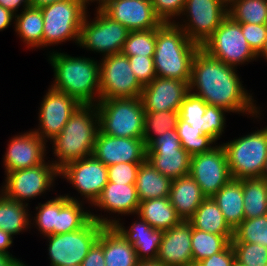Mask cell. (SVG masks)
<instances>
[{
    "label": "cell",
    "mask_w": 267,
    "mask_h": 266,
    "mask_svg": "<svg viewBox=\"0 0 267 266\" xmlns=\"http://www.w3.org/2000/svg\"><path fill=\"white\" fill-rule=\"evenodd\" d=\"M240 78L236 68L211 57L200 48L193 59L189 92L229 113L258 118L262 111Z\"/></svg>",
    "instance_id": "obj_1"
},
{
    "label": "cell",
    "mask_w": 267,
    "mask_h": 266,
    "mask_svg": "<svg viewBox=\"0 0 267 266\" xmlns=\"http://www.w3.org/2000/svg\"><path fill=\"white\" fill-rule=\"evenodd\" d=\"M48 58L54 72L53 89L75 98L81 105H96L100 101L99 61L54 50Z\"/></svg>",
    "instance_id": "obj_2"
},
{
    "label": "cell",
    "mask_w": 267,
    "mask_h": 266,
    "mask_svg": "<svg viewBox=\"0 0 267 266\" xmlns=\"http://www.w3.org/2000/svg\"><path fill=\"white\" fill-rule=\"evenodd\" d=\"M98 133L96 105H80L60 134L50 141L56 159L51 162L60 171L67 164L92 155Z\"/></svg>",
    "instance_id": "obj_3"
},
{
    "label": "cell",
    "mask_w": 267,
    "mask_h": 266,
    "mask_svg": "<svg viewBox=\"0 0 267 266\" xmlns=\"http://www.w3.org/2000/svg\"><path fill=\"white\" fill-rule=\"evenodd\" d=\"M200 48L174 22L162 23L156 28V77L190 81L193 59Z\"/></svg>",
    "instance_id": "obj_4"
},
{
    "label": "cell",
    "mask_w": 267,
    "mask_h": 266,
    "mask_svg": "<svg viewBox=\"0 0 267 266\" xmlns=\"http://www.w3.org/2000/svg\"><path fill=\"white\" fill-rule=\"evenodd\" d=\"M96 108L101 133L113 137L143 138L145 110L140 97L103 99Z\"/></svg>",
    "instance_id": "obj_5"
},
{
    "label": "cell",
    "mask_w": 267,
    "mask_h": 266,
    "mask_svg": "<svg viewBox=\"0 0 267 266\" xmlns=\"http://www.w3.org/2000/svg\"><path fill=\"white\" fill-rule=\"evenodd\" d=\"M222 145L232 179L263 177L267 162V126Z\"/></svg>",
    "instance_id": "obj_6"
},
{
    "label": "cell",
    "mask_w": 267,
    "mask_h": 266,
    "mask_svg": "<svg viewBox=\"0 0 267 266\" xmlns=\"http://www.w3.org/2000/svg\"><path fill=\"white\" fill-rule=\"evenodd\" d=\"M42 48L73 40L79 43L80 30L87 15L85 0H65L44 6Z\"/></svg>",
    "instance_id": "obj_7"
},
{
    "label": "cell",
    "mask_w": 267,
    "mask_h": 266,
    "mask_svg": "<svg viewBox=\"0 0 267 266\" xmlns=\"http://www.w3.org/2000/svg\"><path fill=\"white\" fill-rule=\"evenodd\" d=\"M201 49L211 57L234 68L246 62L258 60V55L243 36L241 24L228 15L203 43Z\"/></svg>",
    "instance_id": "obj_8"
},
{
    "label": "cell",
    "mask_w": 267,
    "mask_h": 266,
    "mask_svg": "<svg viewBox=\"0 0 267 266\" xmlns=\"http://www.w3.org/2000/svg\"><path fill=\"white\" fill-rule=\"evenodd\" d=\"M104 227L91 218L76 231L45 236L50 266H80Z\"/></svg>",
    "instance_id": "obj_9"
},
{
    "label": "cell",
    "mask_w": 267,
    "mask_h": 266,
    "mask_svg": "<svg viewBox=\"0 0 267 266\" xmlns=\"http://www.w3.org/2000/svg\"><path fill=\"white\" fill-rule=\"evenodd\" d=\"M95 15L92 21L90 15L85 16L78 46L100 53L103 57L121 53L130 30L111 19L101 9L97 8Z\"/></svg>",
    "instance_id": "obj_10"
},
{
    "label": "cell",
    "mask_w": 267,
    "mask_h": 266,
    "mask_svg": "<svg viewBox=\"0 0 267 266\" xmlns=\"http://www.w3.org/2000/svg\"><path fill=\"white\" fill-rule=\"evenodd\" d=\"M1 192L9 199L29 204L25 201L46 194L59 177V170L52 162L46 160L37 166L5 174Z\"/></svg>",
    "instance_id": "obj_11"
},
{
    "label": "cell",
    "mask_w": 267,
    "mask_h": 266,
    "mask_svg": "<svg viewBox=\"0 0 267 266\" xmlns=\"http://www.w3.org/2000/svg\"><path fill=\"white\" fill-rule=\"evenodd\" d=\"M227 15V6L221 0H186L180 17L183 22L174 23L189 40L202 46Z\"/></svg>",
    "instance_id": "obj_12"
},
{
    "label": "cell",
    "mask_w": 267,
    "mask_h": 266,
    "mask_svg": "<svg viewBox=\"0 0 267 266\" xmlns=\"http://www.w3.org/2000/svg\"><path fill=\"white\" fill-rule=\"evenodd\" d=\"M99 64L100 100L141 96L143 86L131 70L127 56L111 54L99 60Z\"/></svg>",
    "instance_id": "obj_13"
},
{
    "label": "cell",
    "mask_w": 267,
    "mask_h": 266,
    "mask_svg": "<svg viewBox=\"0 0 267 266\" xmlns=\"http://www.w3.org/2000/svg\"><path fill=\"white\" fill-rule=\"evenodd\" d=\"M189 153L181 146L176 129L166 131L147 145L146 160L171 180L190 174Z\"/></svg>",
    "instance_id": "obj_14"
},
{
    "label": "cell",
    "mask_w": 267,
    "mask_h": 266,
    "mask_svg": "<svg viewBox=\"0 0 267 266\" xmlns=\"http://www.w3.org/2000/svg\"><path fill=\"white\" fill-rule=\"evenodd\" d=\"M190 175L206 198L213 197L232 179L223 145H215L207 152L192 156Z\"/></svg>",
    "instance_id": "obj_15"
},
{
    "label": "cell",
    "mask_w": 267,
    "mask_h": 266,
    "mask_svg": "<svg viewBox=\"0 0 267 266\" xmlns=\"http://www.w3.org/2000/svg\"><path fill=\"white\" fill-rule=\"evenodd\" d=\"M59 176L72 184L91 206L108 183L107 166L93 155L67 164L59 171Z\"/></svg>",
    "instance_id": "obj_16"
},
{
    "label": "cell",
    "mask_w": 267,
    "mask_h": 266,
    "mask_svg": "<svg viewBox=\"0 0 267 266\" xmlns=\"http://www.w3.org/2000/svg\"><path fill=\"white\" fill-rule=\"evenodd\" d=\"M39 107V124L33 131L45 142L60 134L69 118L81 105L68 94L53 89L46 91Z\"/></svg>",
    "instance_id": "obj_17"
},
{
    "label": "cell",
    "mask_w": 267,
    "mask_h": 266,
    "mask_svg": "<svg viewBox=\"0 0 267 266\" xmlns=\"http://www.w3.org/2000/svg\"><path fill=\"white\" fill-rule=\"evenodd\" d=\"M91 218L103 226H113L135 249L139 261L156 260L164 230L151 227L137 214V219L126 229L121 219L91 213ZM109 218V219H108ZM139 220V221H138Z\"/></svg>",
    "instance_id": "obj_18"
},
{
    "label": "cell",
    "mask_w": 267,
    "mask_h": 266,
    "mask_svg": "<svg viewBox=\"0 0 267 266\" xmlns=\"http://www.w3.org/2000/svg\"><path fill=\"white\" fill-rule=\"evenodd\" d=\"M92 155L105 166L142 163L146 160L147 146L143 138L113 137L99 131Z\"/></svg>",
    "instance_id": "obj_19"
},
{
    "label": "cell",
    "mask_w": 267,
    "mask_h": 266,
    "mask_svg": "<svg viewBox=\"0 0 267 266\" xmlns=\"http://www.w3.org/2000/svg\"><path fill=\"white\" fill-rule=\"evenodd\" d=\"M100 9L130 31L156 29L163 23L151 0H110Z\"/></svg>",
    "instance_id": "obj_20"
},
{
    "label": "cell",
    "mask_w": 267,
    "mask_h": 266,
    "mask_svg": "<svg viewBox=\"0 0 267 266\" xmlns=\"http://www.w3.org/2000/svg\"><path fill=\"white\" fill-rule=\"evenodd\" d=\"M190 81L155 77L143 86L141 101L145 111H179L185 96L189 93Z\"/></svg>",
    "instance_id": "obj_21"
},
{
    "label": "cell",
    "mask_w": 267,
    "mask_h": 266,
    "mask_svg": "<svg viewBox=\"0 0 267 266\" xmlns=\"http://www.w3.org/2000/svg\"><path fill=\"white\" fill-rule=\"evenodd\" d=\"M46 145L32 129L13 136L3 157L5 174L42 164L47 155Z\"/></svg>",
    "instance_id": "obj_22"
},
{
    "label": "cell",
    "mask_w": 267,
    "mask_h": 266,
    "mask_svg": "<svg viewBox=\"0 0 267 266\" xmlns=\"http://www.w3.org/2000/svg\"><path fill=\"white\" fill-rule=\"evenodd\" d=\"M191 236L192 225L189 221H181L165 230L156 261L164 266L193 265Z\"/></svg>",
    "instance_id": "obj_23"
},
{
    "label": "cell",
    "mask_w": 267,
    "mask_h": 266,
    "mask_svg": "<svg viewBox=\"0 0 267 266\" xmlns=\"http://www.w3.org/2000/svg\"><path fill=\"white\" fill-rule=\"evenodd\" d=\"M139 198L135 184H120L108 182L92 206L104 212L136 215L139 208Z\"/></svg>",
    "instance_id": "obj_24"
},
{
    "label": "cell",
    "mask_w": 267,
    "mask_h": 266,
    "mask_svg": "<svg viewBox=\"0 0 267 266\" xmlns=\"http://www.w3.org/2000/svg\"><path fill=\"white\" fill-rule=\"evenodd\" d=\"M205 198L190 174L171 181L169 199L182 221H189Z\"/></svg>",
    "instance_id": "obj_25"
},
{
    "label": "cell",
    "mask_w": 267,
    "mask_h": 266,
    "mask_svg": "<svg viewBox=\"0 0 267 266\" xmlns=\"http://www.w3.org/2000/svg\"><path fill=\"white\" fill-rule=\"evenodd\" d=\"M212 198L233 230L245 219L243 179H231Z\"/></svg>",
    "instance_id": "obj_26"
},
{
    "label": "cell",
    "mask_w": 267,
    "mask_h": 266,
    "mask_svg": "<svg viewBox=\"0 0 267 266\" xmlns=\"http://www.w3.org/2000/svg\"><path fill=\"white\" fill-rule=\"evenodd\" d=\"M105 266H136L139 262L134 247L113 227L103 228Z\"/></svg>",
    "instance_id": "obj_27"
},
{
    "label": "cell",
    "mask_w": 267,
    "mask_h": 266,
    "mask_svg": "<svg viewBox=\"0 0 267 266\" xmlns=\"http://www.w3.org/2000/svg\"><path fill=\"white\" fill-rule=\"evenodd\" d=\"M171 181L145 160L138 168L135 182L139 201L169 197Z\"/></svg>",
    "instance_id": "obj_28"
},
{
    "label": "cell",
    "mask_w": 267,
    "mask_h": 266,
    "mask_svg": "<svg viewBox=\"0 0 267 266\" xmlns=\"http://www.w3.org/2000/svg\"><path fill=\"white\" fill-rule=\"evenodd\" d=\"M137 214L151 227L164 231L182 221L171 205L169 197L140 201Z\"/></svg>",
    "instance_id": "obj_29"
},
{
    "label": "cell",
    "mask_w": 267,
    "mask_h": 266,
    "mask_svg": "<svg viewBox=\"0 0 267 266\" xmlns=\"http://www.w3.org/2000/svg\"><path fill=\"white\" fill-rule=\"evenodd\" d=\"M189 222L193 228L203 232L215 235H234V230L225 221L212 197L203 200Z\"/></svg>",
    "instance_id": "obj_30"
},
{
    "label": "cell",
    "mask_w": 267,
    "mask_h": 266,
    "mask_svg": "<svg viewBox=\"0 0 267 266\" xmlns=\"http://www.w3.org/2000/svg\"><path fill=\"white\" fill-rule=\"evenodd\" d=\"M27 206L28 204L7 198L0 191V229L14 237L31 228L30 222L33 216L28 212Z\"/></svg>",
    "instance_id": "obj_31"
},
{
    "label": "cell",
    "mask_w": 267,
    "mask_h": 266,
    "mask_svg": "<svg viewBox=\"0 0 267 266\" xmlns=\"http://www.w3.org/2000/svg\"><path fill=\"white\" fill-rule=\"evenodd\" d=\"M20 12L15 15V32L28 49L42 48L44 22L41 9L29 7Z\"/></svg>",
    "instance_id": "obj_32"
},
{
    "label": "cell",
    "mask_w": 267,
    "mask_h": 266,
    "mask_svg": "<svg viewBox=\"0 0 267 266\" xmlns=\"http://www.w3.org/2000/svg\"><path fill=\"white\" fill-rule=\"evenodd\" d=\"M243 204L245 219H252L267 214V179H243Z\"/></svg>",
    "instance_id": "obj_33"
},
{
    "label": "cell",
    "mask_w": 267,
    "mask_h": 266,
    "mask_svg": "<svg viewBox=\"0 0 267 266\" xmlns=\"http://www.w3.org/2000/svg\"><path fill=\"white\" fill-rule=\"evenodd\" d=\"M83 202L68 194L61 195V210L58 234L81 229L90 219L91 212L84 210Z\"/></svg>",
    "instance_id": "obj_34"
},
{
    "label": "cell",
    "mask_w": 267,
    "mask_h": 266,
    "mask_svg": "<svg viewBox=\"0 0 267 266\" xmlns=\"http://www.w3.org/2000/svg\"><path fill=\"white\" fill-rule=\"evenodd\" d=\"M234 235H215L192 227L191 248L193 264L221 252L233 239Z\"/></svg>",
    "instance_id": "obj_35"
},
{
    "label": "cell",
    "mask_w": 267,
    "mask_h": 266,
    "mask_svg": "<svg viewBox=\"0 0 267 266\" xmlns=\"http://www.w3.org/2000/svg\"><path fill=\"white\" fill-rule=\"evenodd\" d=\"M227 13L238 23L267 24V0H235Z\"/></svg>",
    "instance_id": "obj_36"
},
{
    "label": "cell",
    "mask_w": 267,
    "mask_h": 266,
    "mask_svg": "<svg viewBox=\"0 0 267 266\" xmlns=\"http://www.w3.org/2000/svg\"><path fill=\"white\" fill-rule=\"evenodd\" d=\"M37 213L33 219V223L36 229L43 235L58 234L59 221H60V210H61V195H57L54 199L47 200L45 203H39L35 207Z\"/></svg>",
    "instance_id": "obj_37"
},
{
    "label": "cell",
    "mask_w": 267,
    "mask_h": 266,
    "mask_svg": "<svg viewBox=\"0 0 267 266\" xmlns=\"http://www.w3.org/2000/svg\"><path fill=\"white\" fill-rule=\"evenodd\" d=\"M179 118L178 111H145L143 140L147 146L154 138L166 131L176 129Z\"/></svg>",
    "instance_id": "obj_38"
},
{
    "label": "cell",
    "mask_w": 267,
    "mask_h": 266,
    "mask_svg": "<svg viewBox=\"0 0 267 266\" xmlns=\"http://www.w3.org/2000/svg\"><path fill=\"white\" fill-rule=\"evenodd\" d=\"M176 130L181 146L191 157L207 152L216 145V142L210 136L203 134L198 128L192 127L180 118H178Z\"/></svg>",
    "instance_id": "obj_39"
},
{
    "label": "cell",
    "mask_w": 267,
    "mask_h": 266,
    "mask_svg": "<svg viewBox=\"0 0 267 266\" xmlns=\"http://www.w3.org/2000/svg\"><path fill=\"white\" fill-rule=\"evenodd\" d=\"M231 242L257 243L267 248V214L244 219L235 229Z\"/></svg>",
    "instance_id": "obj_40"
},
{
    "label": "cell",
    "mask_w": 267,
    "mask_h": 266,
    "mask_svg": "<svg viewBox=\"0 0 267 266\" xmlns=\"http://www.w3.org/2000/svg\"><path fill=\"white\" fill-rule=\"evenodd\" d=\"M156 29L130 31L121 53L125 56L154 57Z\"/></svg>",
    "instance_id": "obj_41"
},
{
    "label": "cell",
    "mask_w": 267,
    "mask_h": 266,
    "mask_svg": "<svg viewBox=\"0 0 267 266\" xmlns=\"http://www.w3.org/2000/svg\"><path fill=\"white\" fill-rule=\"evenodd\" d=\"M235 260L245 266H267V248L257 243L230 242Z\"/></svg>",
    "instance_id": "obj_42"
},
{
    "label": "cell",
    "mask_w": 267,
    "mask_h": 266,
    "mask_svg": "<svg viewBox=\"0 0 267 266\" xmlns=\"http://www.w3.org/2000/svg\"><path fill=\"white\" fill-rule=\"evenodd\" d=\"M206 102L189 92L179 108V118L201 131Z\"/></svg>",
    "instance_id": "obj_43"
},
{
    "label": "cell",
    "mask_w": 267,
    "mask_h": 266,
    "mask_svg": "<svg viewBox=\"0 0 267 266\" xmlns=\"http://www.w3.org/2000/svg\"><path fill=\"white\" fill-rule=\"evenodd\" d=\"M225 112L229 113L224 108L206 104L201 132L210 136L215 142L219 140L224 133V127H226Z\"/></svg>",
    "instance_id": "obj_44"
},
{
    "label": "cell",
    "mask_w": 267,
    "mask_h": 266,
    "mask_svg": "<svg viewBox=\"0 0 267 266\" xmlns=\"http://www.w3.org/2000/svg\"><path fill=\"white\" fill-rule=\"evenodd\" d=\"M131 70L136 76V79L142 86L152 82L156 77L153 57L149 56H127Z\"/></svg>",
    "instance_id": "obj_45"
},
{
    "label": "cell",
    "mask_w": 267,
    "mask_h": 266,
    "mask_svg": "<svg viewBox=\"0 0 267 266\" xmlns=\"http://www.w3.org/2000/svg\"><path fill=\"white\" fill-rule=\"evenodd\" d=\"M141 163H125L121 162L111 166H107L108 182L120 184H135L137 171Z\"/></svg>",
    "instance_id": "obj_46"
},
{
    "label": "cell",
    "mask_w": 267,
    "mask_h": 266,
    "mask_svg": "<svg viewBox=\"0 0 267 266\" xmlns=\"http://www.w3.org/2000/svg\"><path fill=\"white\" fill-rule=\"evenodd\" d=\"M155 14L163 23H173L180 17L186 0H151ZM176 16V17H175Z\"/></svg>",
    "instance_id": "obj_47"
},
{
    "label": "cell",
    "mask_w": 267,
    "mask_h": 266,
    "mask_svg": "<svg viewBox=\"0 0 267 266\" xmlns=\"http://www.w3.org/2000/svg\"><path fill=\"white\" fill-rule=\"evenodd\" d=\"M241 24L243 36L251 49L258 55L262 50L267 38V24Z\"/></svg>",
    "instance_id": "obj_48"
},
{
    "label": "cell",
    "mask_w": 267,
    "mask_h": 266,
    "mask_svg": "<svg viewBox=\"0 0 267 266\" xmlns=\"http://www.w3.org/2000/svg\"><path fill=\"white\" fill-rule=\"evenodd\" d=\"M235 260V253L231 243L221 252L214 253L211 257L199 261L198 266H232Z\"/></svg>",
    "instance_id": "obj_49"
},
{
    "label": "cell",
    "mask_w": 267,
    "mask_h": 266,
    "mask_svg": "<svg viewBox=\"0 0 267 266\" xmlns=\"http://www.w3.org/2000/svg\"><path fill=\"white\" fill-rule=\"evenodd\" d=\"M103 253V229L101 230L98 240L90 248L87 256L83 259L80 266H105Z\"/></svg>",
    "instance_id": "obj_50"
},
{
    "label": "cell",
    "mask_w": 267,
    "mask_h": 266,
    "mask_svg": "<svg viewBox=\"0 0 267 266\" xmlns=\"http://www.w3.org/2000/svg\"><path fill=\"white\" fill-rule=\"evenodd\" d=\"M0 5L15 15L20 6L23 7L22 10L31 7L30 0H0Z\"/></svg>",
    "instance_id": "obj_51"
},
{
    "label": "cell",
    "mask_w": 267,
    "mask_h": 266,
    "mask_svg": "<svg viewBox=\"0 0 267 266\" xmlns=\"http://www.w3.org/2000/svg\"><path fill=\"white\" fill-rule=\"evenodd\" d=\"M11 22L14 24L15 14L0 5V31L7 29Z\"/></svg>",
    "instance_id": "obj_52"
},
{
    "label": "cell",
    "mask_w": 267,
    "mask_h": 266,
    "mask_svg": "<svg viewBox=\"0 0 267 266\" xmlns=\"http://www.w3.org/2000/svg\"><path fill=\"white\" fill-rule=\"evenodd\" d=\"M13 244V236L8 232L0 229V253L12 255L9 252V248Z\"/></svg>",
    "instance_id": "obj_53"
},
{
    "label": "cell",
    "mask_w": 267,
    "mask_h": 266,
    "mask_svg": "<svg viewBox=\"0 0 267 266\" xmlns=\"http://www.w3.org/2000/svg\"><path fill=\"white\" fill-rule=\"evenodd\" d=\"M19 262L20 259L13 257V255L0 253V266H16Z\"/></svg>",
    "instance_id": "obj_54"
},
{
    "label": "cell",
    "mask_w": 267,
    "mask_h": 266,
    "mask_svg": "<svg viewBox=\"0 0 267 266\" xmlns=\"http://www.w3.org/2000/svg\"><path fill=\"white\" fill-rule=\"evenodd\" d=\"M60 1H65V0H30V5L33 8H42L44 6L51 5L52 3Z\"/></svg>",
    "instance_id": "obj_55"
},
{
    "label": "cell",
    "mask_w": 267,
    "mask_h": 266,
    "mask_svg": "<svg viewBox=\"0 0 267 266\" xmlns=\"http://www.w3.org/2000/svg\"><path fill=\"white\" fill-rule=\"evenodd\" d=\"M136 266H164L160 262L156 260H150V261H139Z\"/></svg>",
    "instance_id": "obj_56"
},
{
    "label": "cell",
    "mask_w": 267,
    "mask_h": 266,
    "mask_svg": "<svg viewBox=\"0 0 267 266\" xmlns=\"http://www.w3.org/2000/svg\"><path fill=\"white\" fill-rule=\"evenodd\" d=\"M86 1V5L87 7L89 6L90 2L93 3V2H97V5L98 7H96V9H100L102 8L106 3H108L110 0H85Z\"/></svg>",
    "instance_id": "obj_57"
},
{
    "label": "cell",
    "mask_w": 267,
    "mask_h": 266,
    "mask_svg": "<svg viewBox=\"0 0 267 266\" xmlns=\"http://www.w3.org/2000/svg\"><path fill=\"white\" fill-rule=\"evenodd\" d=\"M263 57L267 61V38L263 50L258 54V58Z\"/></svg>",
    "instance_id": "obj_58"
},
{
    "label": "cell",
    "mask_w": 267,
    "mask_h": 266,
    "mask_svg": "<svg viewBox=\"0 0 267 266\" xmlns=\"http://www.w3.org/2000/svg\"><path fill=\"white\" fill-rule=\"evenodd\" d=\"M227 7L235 0H221Z\"/></svg>",
    "instance_id": "obj_59"
},
{
    "label": "cell",
    "mask_w": 267,
    "mask_h": 266,
    "mask_svg": "<svg viewBox=\"0 0 267 266\" xmlns=\"http://www.w3.org/2000/svg\"><path fill=\"white\" fill-rule=\"evenodd\" d=\"M232 266H245V265H242V264L239 263L237 260H234Z\"/></svg>",
    "instance_id": "obj_60"
},
{
    "label": "cell",
    "mask_w": 267,
    "mask_h": 266,
    "mask_svg": "<svg viewBox=\"0 0 267 266\" xmlns=\"http://www.w3.org/2000/svg\"><path fill=\"white\" fill-rule=\"evenodd\" d=\"M263 178L267 179V162H266V167H265V170H264V173H263Z\"/></svg>",
    "instance_id": "obj_61"
},
{
    "label": "cell",
    "mask_w": 267,
    "mask_h": 266,
    "mask_svg": "<svg viewBox=\"0 0 267 266\" xmlns=\"http://www.w3.org/2000/svg\"><path fill=\"white\" fill-rule=\"evenodd\" d=\"M16 266H27V265L24 264V262H22V260H21Z\"/></svg>",
    "instance_id": "obj_62"
}]
</instances>
